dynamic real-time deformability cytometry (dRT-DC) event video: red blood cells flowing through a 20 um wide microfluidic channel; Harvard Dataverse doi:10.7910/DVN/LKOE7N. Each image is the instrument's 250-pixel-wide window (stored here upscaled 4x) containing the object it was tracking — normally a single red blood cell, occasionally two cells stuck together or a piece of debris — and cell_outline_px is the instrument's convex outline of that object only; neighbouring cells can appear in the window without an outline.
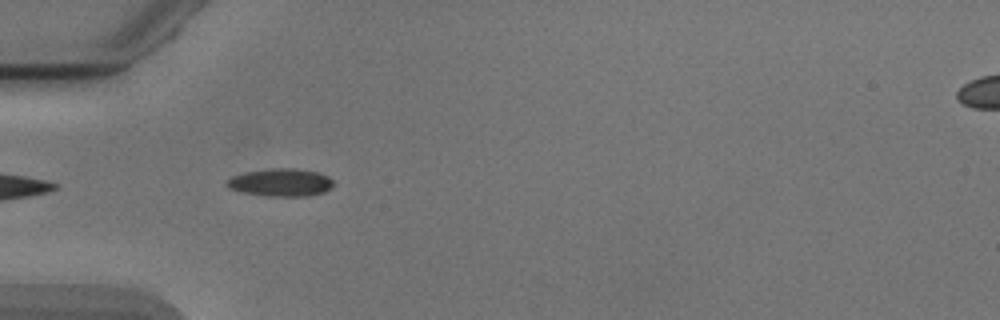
{"species": "Egyptian fruit bat (a non-hibernating species)", "species_latin": "Rousettus aegyptiacus", "temperature_condition": "cold", "stored_images_in_passage": 39, "camera_frame_rate_fps": 3000, "um_per_image_px": 0.085, "animal": {"sex": "male"}, "frame": {"image": 1, "passage_image": 3, "time_ms": 0.667, "image_size_px": [1000, 320], "cell_outline_px": [[332, 188], [324, 192], [308, 196], [264, 196], [244, 192], [228, 188], [224, 184], [232, 176], [244, 172], [272, 168], [296, 168], [316, 172], [328, 176], [332, 180]], "centroid_in_image_um": [23.85, 15.51], "position_along_channel_um": 61.2, "area_um2": 17.28}}
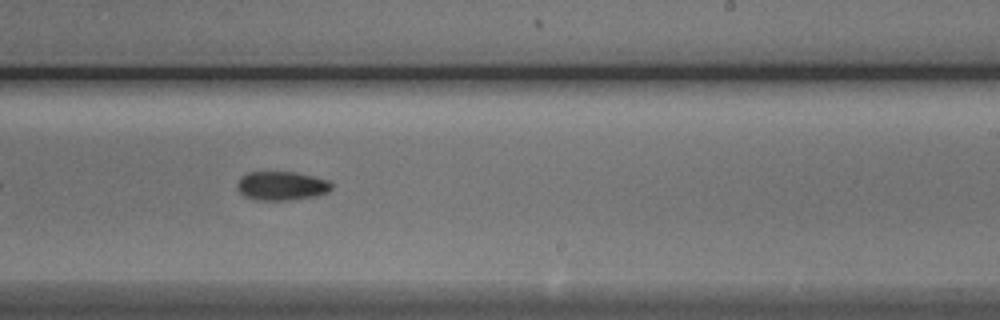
{"frame": {"image": 2, "passage_image": 19, "time_ms": 6.0, "image_size_px": [1000, 320], "cell_outline_px": [[332, 188], [328, 192], [316, 196], [288, 200], [256, 200], [244, 196], [236, 188], [236, 184], [240, 176], [248, 172], [296, 172], [328, 180], [332, 184]], "centroid_in_image_um": [23.9, 15.79], "position_along_channel_um": 265.1, "area_um2": 16.01}}
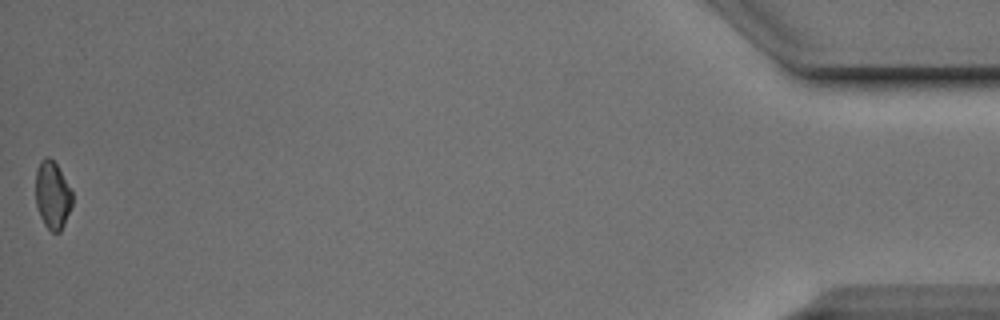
{"frame": {"image": 3, "passage_image": 39, "time_ms": 12.667, "image_size_px": [1000, 320], "cell_outline_px": [[72, 204], [64, 224], [60, 232], [52, 232], [44, 224], [40, 216], [36, 204], [36, 168], [40, 160], [44, 156], [48, 156], [56, 164], [72, 192]], "centroid_in_image_um": [4.44, 16.57], "position_along_channel_um": 430.8, "area_um2": 14.33}, "authors_computed_cell_mechanics": {"area_um2": 15.7216, "velocity_mm_per_s": 3.897, "shape_relaxation_time_tau1_ms": 10.9647, "shape_relaxation_time_tau2_ms": null, "deformation_change_tau1": 0.1355, "deformation_change_tau2": null}}